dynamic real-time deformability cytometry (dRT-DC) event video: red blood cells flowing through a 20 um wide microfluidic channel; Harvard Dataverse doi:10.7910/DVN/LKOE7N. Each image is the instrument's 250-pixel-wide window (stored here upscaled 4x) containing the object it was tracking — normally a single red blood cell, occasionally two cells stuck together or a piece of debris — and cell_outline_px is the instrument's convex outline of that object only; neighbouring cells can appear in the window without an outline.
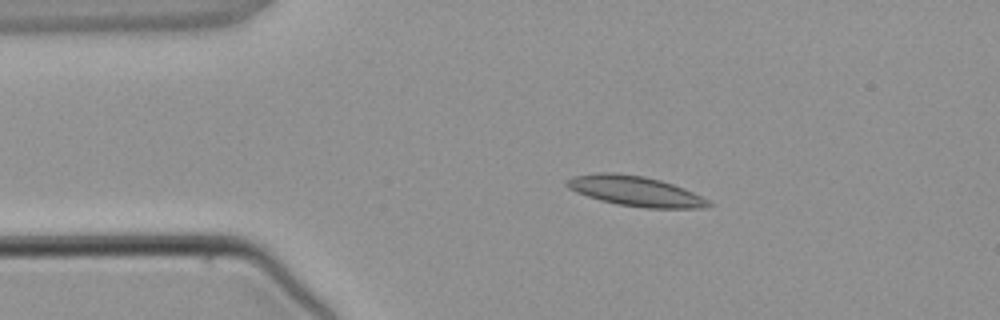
{"species": "common noctule bat (a hibernating species)", "species_latin": "Nyctalus noctula", "temperature_condition": "warm", "stored_images_in_passage": 4, "camera_frame_rate_fps": 3000, "um_per_image_px": 0.085, "animal": {"sex": "male", "body_mass_g": 21.5, "forearm_length_mm": 52.0}, "frame": {"image": 1, "passage_image": 3, "time_ms": 2.333, "image_size_px": [1000, 320], "cell_outline_px": [[712, 204], [704, 208], [644, 208], [616, 204], [600, 200], [576, 192], [568, 188], [564, 184], [564, 180], [572, 176], [600, 172], [616, 172], [644, 176], [660, 180], [684, 188], [708, 200]], "centroid_in_image_um": [53.95, 16.23], "position_along_channel_um": 31.1, "area_um2": 24.91}}